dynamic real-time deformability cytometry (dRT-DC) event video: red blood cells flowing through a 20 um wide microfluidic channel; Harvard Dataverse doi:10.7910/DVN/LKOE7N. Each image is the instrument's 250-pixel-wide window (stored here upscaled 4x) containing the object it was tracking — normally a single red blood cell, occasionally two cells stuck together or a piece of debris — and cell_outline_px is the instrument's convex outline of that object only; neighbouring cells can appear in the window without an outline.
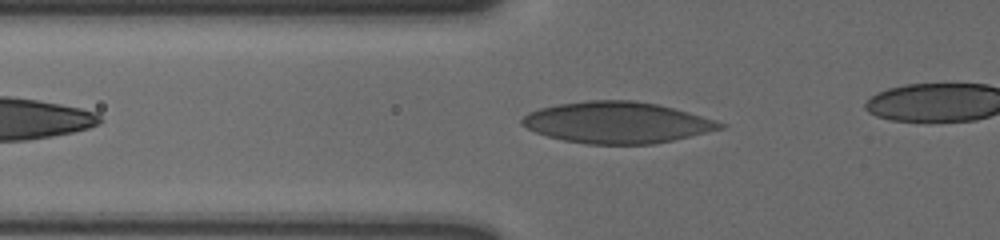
{"species": "human", "species_latin": "Homo sapiens", "temperature_condition": "cold", "stored_images_in_passage": 10, "camera_frame_rate_fps": 3000, "um_per_image_px": 0.085, "donor": {"sex": "male"}, "frame": {"image": 1, "passage_image": 4, "time_ms": 1.0, "image_size_px": [1000, 240], "cell_outline_px": [[728, 124], [724, 128], [672, 140], [652, 144], [588, 144], [564, 140], [548, 136], [536, 132], [520, 124], [520, 120], [528, 112], [540, 108], [560, 104], [588, 100], [636, 100], [656, 104], [688, 112], [716, 120]], "centroid_in_image_um": [52.44, 10.41], "position_along_channel_um": 73.4, "area_um2": 47.45}}
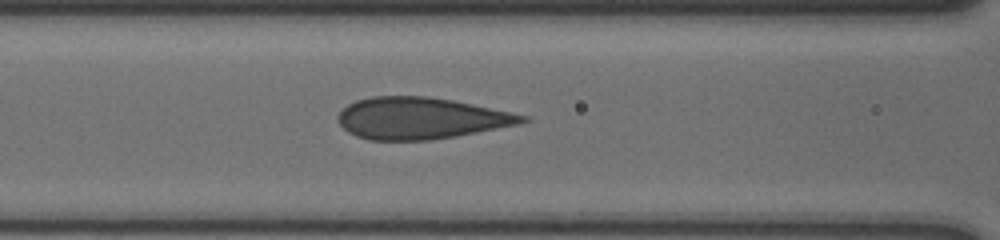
{"frame": {"image": 2, "passage_image": 7, "time_ms": 2.0, "image_size_px": [1000, 240], "cell_outline_px": [[532, 120], [516, 124], [456, 136], [428, 140], [368, 140], [356, 136], [348, 132], [336, 120], [336, 116], [348, 104], [356, 100], [372, 96], [428, 96], [452, 100], [512, 112], [528, 116]], "centroid_in_image_um": [35.73, 10.04], "position_along_channel_um": 130.9, "area_um2": 44.56}}
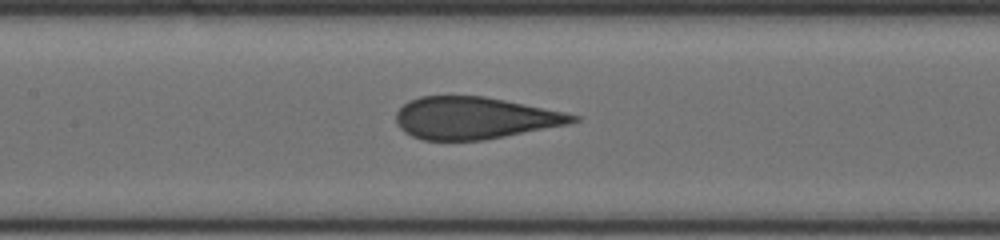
{"frame": {"image": 3, "passage_image": 9, "time_ms": 2.667, "image_size_px": [1000, 240], "cell_outline_px": [[580, 120], [568, 124], [484, 140], [424, 140], [412, 136], [404, 132], [396, 124], [396, 112], [408, 100], [420, 96], [484, 96], [564, 112], [580, 116]], "centroid_in_image_um": [40.3, 10.03], "position_along_channel_um": 167.1, "area_um2": 43.12}}